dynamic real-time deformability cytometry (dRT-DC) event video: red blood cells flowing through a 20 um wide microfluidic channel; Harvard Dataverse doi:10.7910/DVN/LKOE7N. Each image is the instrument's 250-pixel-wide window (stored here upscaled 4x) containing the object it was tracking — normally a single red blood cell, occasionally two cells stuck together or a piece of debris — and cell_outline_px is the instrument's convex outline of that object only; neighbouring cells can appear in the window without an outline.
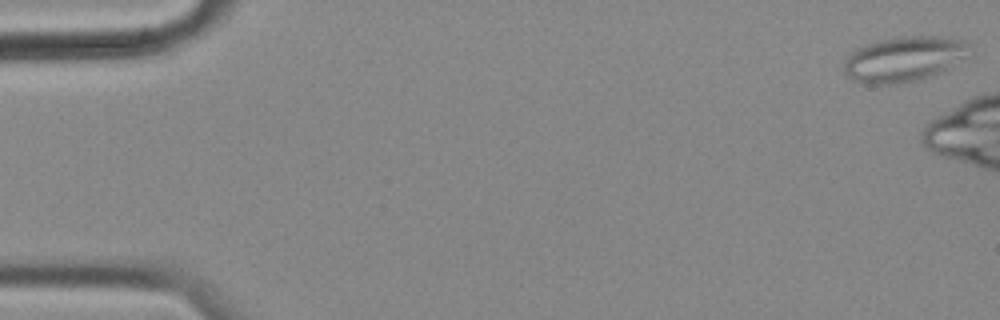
{"species": "common noctule bat (a hibernating species)", "species_latin": "Nyctalus noctula", "temperature_condition": "cold", "stored_images_in_passage": 12, "camera_frame_rate_fps": 3000, "um_per_image_px": 0.085, "animal": {"sex": "female", "body_mass_g": 18.4}, "frame": {"image": 1, "passage_image": 1, "time_ms": 0.0, "image_size_px": [1000, 320], "cell_outline_px": [[968, 44], [960, 56], [944, 72], [924, 80], [900, 84], [868, 84], [852, 80], [844, 72], [844, 60], [856, 48], [880, 40], [896, 36], [940, 36], [964, 40]], "centroid_in_image_um": [76.75, 5.04], "position_along_channel_um": 8.3, "area_um2": 32.83}}